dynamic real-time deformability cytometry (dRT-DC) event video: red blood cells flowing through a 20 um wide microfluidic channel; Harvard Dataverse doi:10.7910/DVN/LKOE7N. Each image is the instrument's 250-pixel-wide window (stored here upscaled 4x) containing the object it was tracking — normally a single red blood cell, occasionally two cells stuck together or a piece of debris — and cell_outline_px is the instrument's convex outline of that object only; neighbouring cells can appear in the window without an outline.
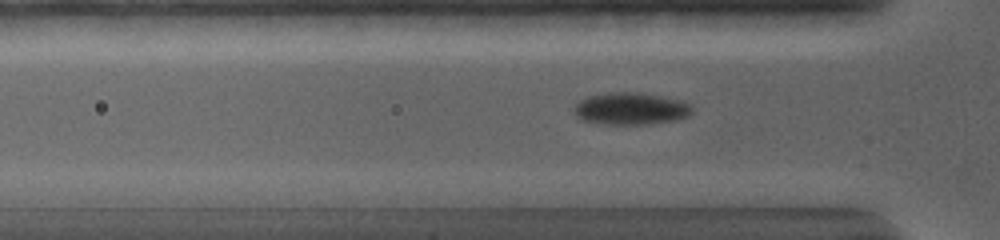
{"species": "common noctule bat (a hibernating species)", "species_latin": "Nyctalus noctula", "temperature_condition": "warm", "stored_images_in_passage": 42, "camera_frame_rate_fps": 5000, "um_per_image_px": 0.085, "animal": {"sex": "female", "body_mass_g": 19.0, "forearm_length_mm": 56.7}, "frame": {"image": 1, "passage_image": 9, "time_ms": 3.4, "image_size_px": [1000, 240], "cell_outline_px": [[692, 112], [688, 116], [676, 120], [648, 124], [604, 124], [580, 120], [576, 116], [576, 104], [580, 100], [588, 96], [608, 92], [636, 92], [660, 96], [680, 100], [688, 104], [692, 108]], "centroid_in_image_um": [53.6, 9.24], "position_along_channel_um": 72.2, "area_um2": 21.96}}
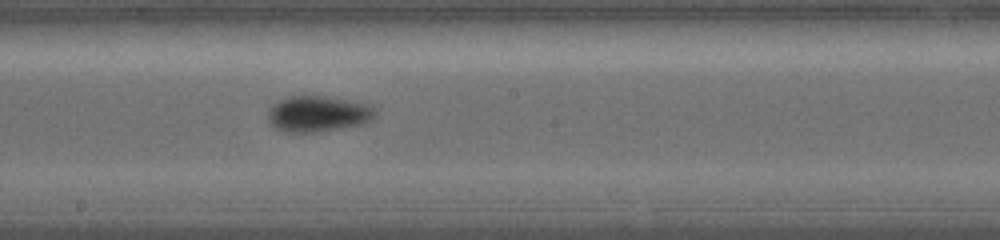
{"frame": {"image": 2, "passage_image": 19, "time_ms": 7.4, "image_size_px": [1000, 240], "cell_outline_px": [[376, 116], [372, 120], [364, 124], [316, 132], [288, 132], [276, 128], [268, 120], [268, 112], [272, 104], [280, 100], [292, 96], [324, 96], [368, 104], [376, 112]], "centroid_in_image_um": [27.04, 9.68], "position_along_channel_um": 221.2, "area_um2": 22.25}}
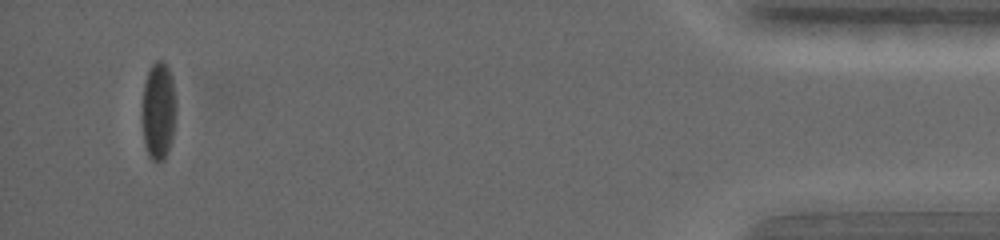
{"frame": {"image": 3, "passage_image": 38, "time_ms": 15.4, "image_size_px": [1000, 240], "cell_outline_px": [[176, 108], [172, 140], [168, 152], [164, 160], [156, 164], [148, 156], [144, 144], [140, 120], [140, 112], [144, 80], [152, 64], [156, 60], [164, 60], [172, 76], [176, 100]], "centroid_in_image_um": [13.43, 9.45], "position_along_channel_um": 421.8, "area_um2": 20.4}, "authors_computed_cell_mechanics": {"area_um2": 20.7791, "velocity_mm_per_s": 3.7336, "shape_relaxation_time_tau1_ms": 7.0303, "shape_relaxation_time_tau2_ms": null, "deformation_change_tau1": 0.1439, "deformation_change_tau2": null}}